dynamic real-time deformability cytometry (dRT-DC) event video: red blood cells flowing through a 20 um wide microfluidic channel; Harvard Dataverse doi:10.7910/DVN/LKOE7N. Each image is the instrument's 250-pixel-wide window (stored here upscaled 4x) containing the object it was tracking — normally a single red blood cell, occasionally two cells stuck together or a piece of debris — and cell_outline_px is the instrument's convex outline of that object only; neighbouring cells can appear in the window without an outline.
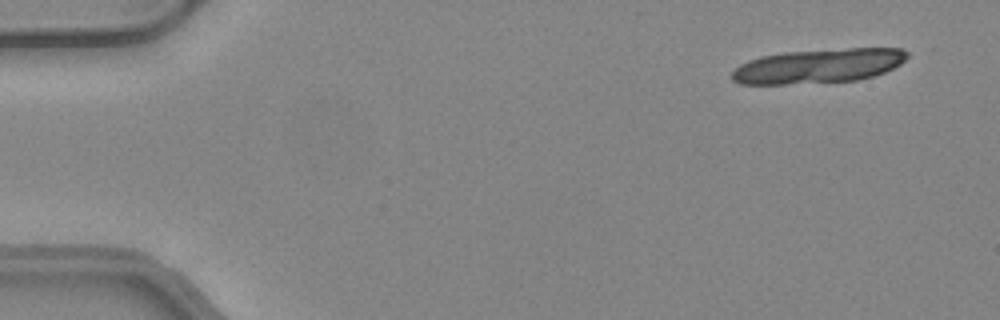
{"species": "common noctule bat (a hibernating species)", "species_latin": "Nyctalus noctula", "temperature_condition": "warm", "stored_images_in_passage": 18, "camera_frame_rate_fps": 3000, "um_per_image_px": 0.085, "animal": {"sex": "female", "body_mass_g": 24.6, "forearm_length_mm": 56.2}, "frame": {"image": 1, "passage_image": 4, "time_ms": 1.0, "image_size_px": [1000, 320], "cell_outline_px": [[908, 56], [900, 64], [884, 72], [872, 76], [856, 80], [784, 84], [740, 84], [732, 80], [732, 72], [740, 64], [748, 60], [760, 56], [784, 52], [848, 48], [900, 48], [908, 52]], "centroid_in_image_um": [69.54, 5.6], "position_along_channel_um": 15.5, "area_um2": 34.91}}